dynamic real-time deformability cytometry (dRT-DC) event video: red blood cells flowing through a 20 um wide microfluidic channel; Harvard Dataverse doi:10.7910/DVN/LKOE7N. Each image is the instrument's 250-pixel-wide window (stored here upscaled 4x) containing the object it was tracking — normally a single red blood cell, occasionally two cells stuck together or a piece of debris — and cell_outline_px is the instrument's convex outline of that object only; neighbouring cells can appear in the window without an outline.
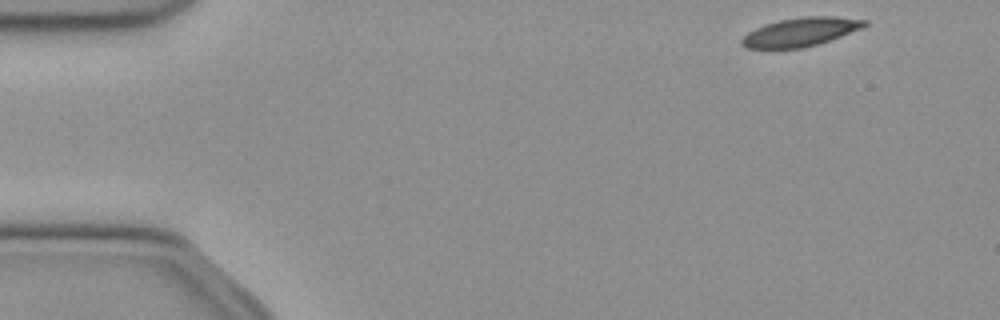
{"species": "common noctule bat (a hibernating species)", "species_latin": "Nyctalus noctula", "temperature_condition": "cold", "stored_images_in_passage": 48, "camera_frame_rate_fps": 3000, "um_per_image_px": 0.085, "animal": {"sex": "female", "body_mass_g": 21.9}, "frame": {"image": 1, "passage_image": 1, "time_ms": 0.0, "image_size_px": [1000, 320], "cell_outline_px": [[868, 24], [860, 28], [840, 36], [804, 48], [744, 48], [740, 44], [740, 40], [748, 32], [764, 24], [780, 20], [804, 16], [836, 16], [868, 20]], "centroid_in_image_um": [68.02, 2.71], "position_along_channel_um": 17.0, "area_um2": 20.35}}
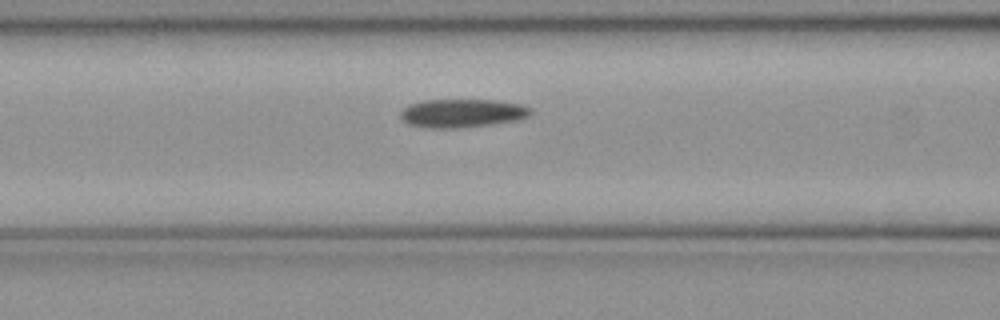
{"frame": {"image": 2, "passage_image": 17, "time_ms": 5.333, "image_size_px": [1000, 320], "cell_outline_px": [[532, 116], [516, 120], [492, 124], [460, 128], [424, 128], [408, 124], [400, 116], [400, 112], [404, 108], [412, 104], [424, 100], [496, 100], [520, 104], [532, 108]], "centroid_in_image_um": [39.32, 9.63], "position_along_channel_um": 127.3, "area_um2": 21.68}}
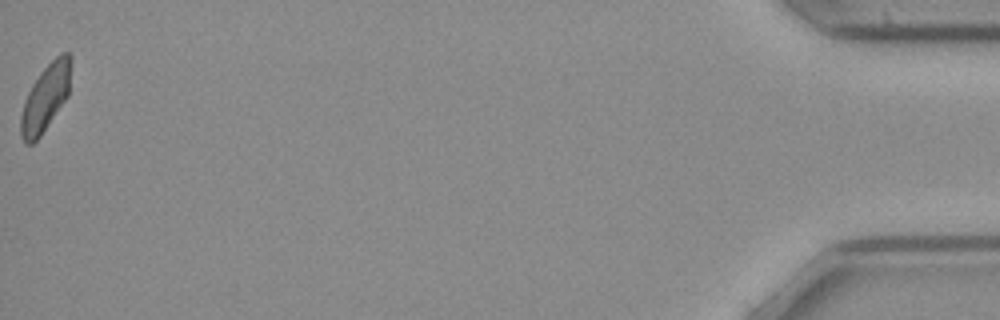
{"frame": {"image": 3, "passage_image": 48, "time_ms": 15.667, "image_size_px": [1000, 320], "cell_outline_px": [[72, 56], [68, 96], [40, 136], [32, 144], [24, 144], [20, 136], [20, 116], [24, 100], [32, 84], [40, 72], [60, 52], [68, 52]], "centroid_in_image_um": [3.86, 8.3], "position_along_channel_um": 431.3, "area_um2": 19.65}, "authors_computed_cell_mechanics": {"area_um2": 21.0681, "velocity_mm_per_s": 3.9569, "shape_relaxation_time_tau1_ms": null, "shape_relaxation_time_tau2_ms": 4.3547, "deformation_change_tau1": null, "deformation_change_tau2": 0.0914}}